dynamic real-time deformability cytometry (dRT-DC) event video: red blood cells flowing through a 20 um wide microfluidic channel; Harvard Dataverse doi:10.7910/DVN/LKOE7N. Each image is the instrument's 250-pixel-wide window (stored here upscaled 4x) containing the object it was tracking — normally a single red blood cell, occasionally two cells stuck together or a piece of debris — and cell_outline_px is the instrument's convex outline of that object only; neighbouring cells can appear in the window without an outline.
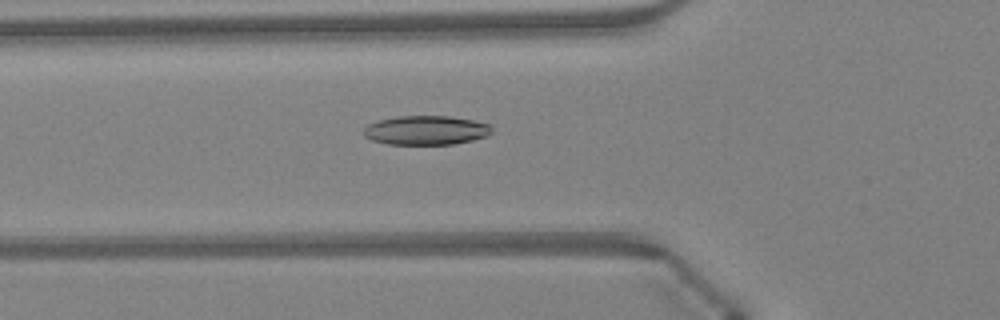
{"species": "Egyptian fruit bat (a non-hibernating species)", "species_latin": "Rousettus aegyptiacus", "temperature_condition": "warm", "stored_images_in_passage": 47, "camera_frame_rate_fps": 3000, "um_per_image_px": 0.085, "animal": {"sex": "female"}, "frame": {"image": 1, "passage_image": 17, "time_ms": 5.333, "image_size_px": [1000, 320], "cell_outline_px": [[492, 132], [488, 136], [472, 140], [452, 144], [388, 144], [372, 140], [364, 136], [364, 128], [368, 124], [380, 120], [396, 116], [448, 116], [472, 120], [492, 124]], "centroid_in_image_um": [36.24, 11.07], "position_along_channel_um": 89.6, "area_um2": 21.79}}
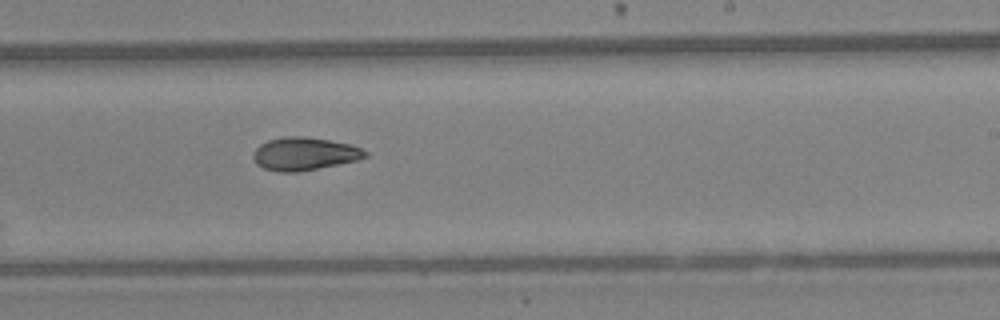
{"frame": {"image": 2, "passage_image": 29, "time_ms": 9.333, "image_size_px": [1000, 320], "cell_outline_px": [[368, 156], [356, 160], [296, 172], [280, 172], [264, 168], [256, 164], [252, 156], [252, 152], [260, 144], [268, 140], [284, 136], [300, 136], [328, 140], [352, 144], [368, 152]], "centroid_in_image_um": [25.84, 13.06], "position_along_channel_um": 263.2, "area_um2": 21.33}}
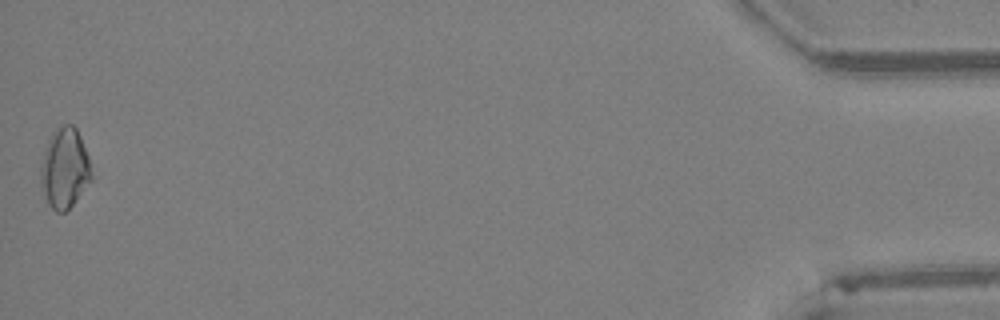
{"frame": {"image": 3, "passage_image": 47, "time_ms": 15.333, "image_size_px": [1000, 320], "cell_outline_px": [[96, 176], [72, 204], [64, 212], [56, 212], [48, 204], [44, 196], [40, 184], [40, 168], [44, 152], [48, 140], [52, 132], [60, 124], [72, 124], [76, 128], [80, 136]], "centroid_in_image_um": [5.52, 14.3], "position_along_channel_um": 429.7, "area_um2": 24.1}, "authors_computed_cell_mechanics": {"area_um2": 21.5016, "velocity_mm_per_s": 4.3565, "shape_relaxation_time_tau1_ms": null, "shape_relaxation_time_tau2_ms": 6.2496, "deformation_change_tau1": null, "deformation_change_tau2": 0.1233}}